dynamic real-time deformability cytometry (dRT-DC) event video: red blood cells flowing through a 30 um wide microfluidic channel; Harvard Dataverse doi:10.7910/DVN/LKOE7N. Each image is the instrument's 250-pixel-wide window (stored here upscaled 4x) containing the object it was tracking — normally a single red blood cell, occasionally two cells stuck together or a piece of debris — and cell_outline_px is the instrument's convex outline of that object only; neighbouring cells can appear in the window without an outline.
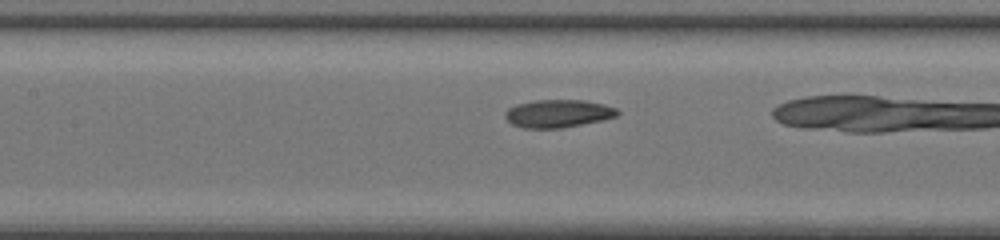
{"species": "common noctule bat (a hibernating species)", "species_latin": "Nyctalus noctula", "temperature_condition": "room temperature", "stored_images_in_passage": 28, "camera_frame_rate_fps": 3000, "um_per_image_px": 0.085, "animal": {"sex": "female", "body_mass_g": 20.0, "forearm_length_mm": 54.0}, "frame": {"image": 1, "passage_image": 13, "time_ms": 4.0, "image_size_px": [1000, 240], "cell_outline_px": [[620, 112], [616, 116], [604, 120], [560, 128], [524, 128], [512, 124], [504, 116], [504, 112], [508, 108], [516, 104], [532, 100], [584, 100], [604, 104], [616, 108]], "centroid_in_image_um": [47.42, 9.64], "position_along_channel_um": 160.0, "area_um2": 18.32}}
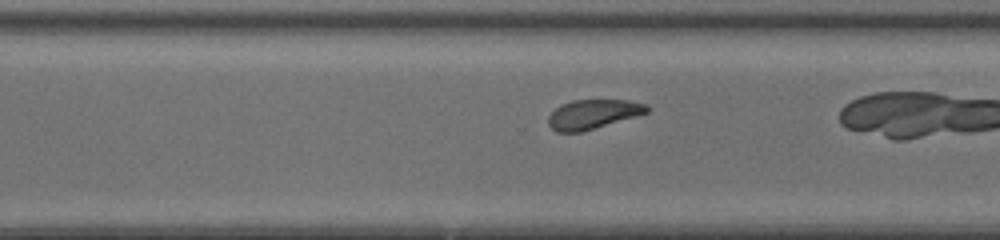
{"frame": {"image": 2, "passage_image": 24, "time_ms": 7.667, "image_size_px": [1000, 240], "cell_outline_px": [[652, 108], [648, 112], [636, 116], [580, 132], [556, 132], [548, 124], [548, 116], [560, 104], [572, 100], [628, 100], [648, 104]], "centroid_in_image_um": [50.42, 9.69], "position_along_channel_um": 320.2, "area_um2": 16.88}}
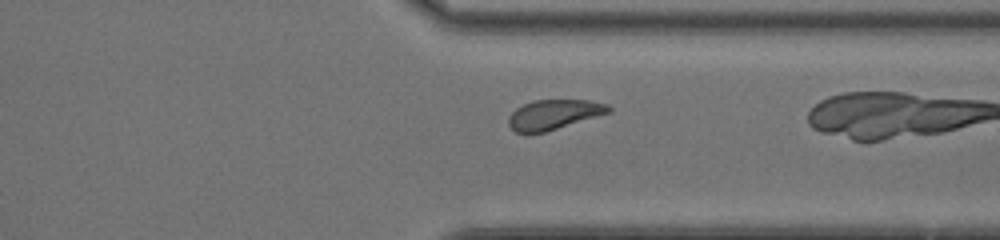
{"frame": {"image": 3, "passage_image": 27, "time_ms": 8.667, "image_size_px": [1000, 240], "cell_outline_px": [[612, 112], [544, 132], [528, 136], [516, 132], [508, 124], [508, 116], [516, 108], [532, 100], [588, 100], [608, 104], [612, 108]], "centroid_in_image_um": [47.05, 9.75], "position_along_channel_um": 364.3, "area_um2": 17.69}}